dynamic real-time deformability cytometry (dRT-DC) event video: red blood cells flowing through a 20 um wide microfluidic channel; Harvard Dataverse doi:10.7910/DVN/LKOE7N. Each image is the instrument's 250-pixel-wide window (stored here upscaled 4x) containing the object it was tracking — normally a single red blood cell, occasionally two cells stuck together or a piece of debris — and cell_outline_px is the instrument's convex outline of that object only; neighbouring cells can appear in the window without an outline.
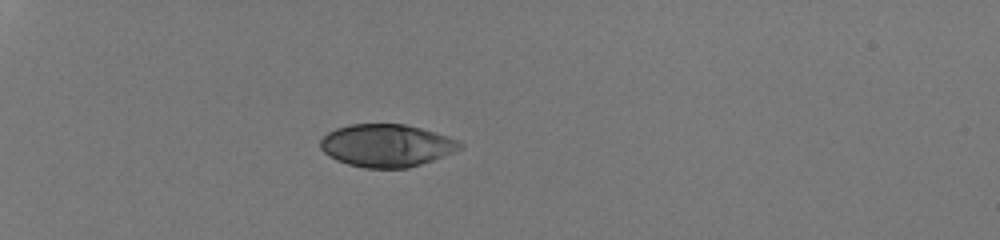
{"species": "human", "species_latin": "Homo sapiens", "temperature_condition": "room temperature", "stored_images_in_passage": 35, "camera_frame_rate_fps": 3000, "um_per_image_px": 0.085, "donor": {"sex": "male"}, "frame": {"image": 1, "passage_image": 1, "time_ms": 0.0, "image_size_px": [1000, 240], "cell_outline_px": [[464, 148], [432, 160], [408, 168], [364, 168], [348, 164], [336, 160], [324, 152], [320, 148], [320, 140], [328, 132], [336, 128], [352, 124], [404, 124], [420, 128], [448, 136], [460, 140], [464, 144]], "centroid_in_image_um": [32.87, 12.37], "position_along_channel_um": 52.1, "area_um2": 34.68}}
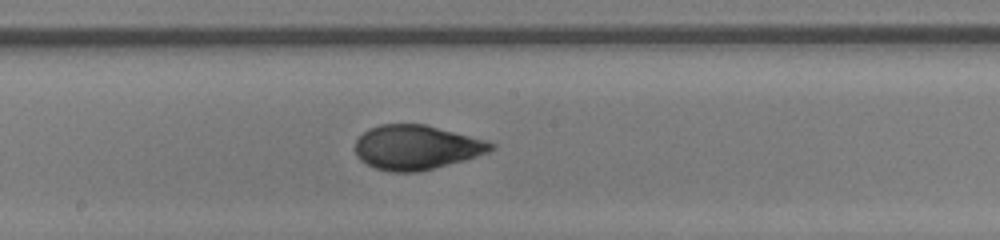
{"frame": {"image": 2, "passage_image": 16, "time_ms": 5.0, "image_size_px": [1000, 240], "cell_outline_px": [[496, 148], [488, 152], [464, 160], [416, 172], [392, 172], [376, 168], [360, 160], [356, 156], [356, 140], [368, 128], [380, 124], [424, 124], [488, 140], [496, 144]], "centroid_in_image_um": [35.41, 12.51], "position_along_channel_um": 212.8, "area_um2": 35.08}}
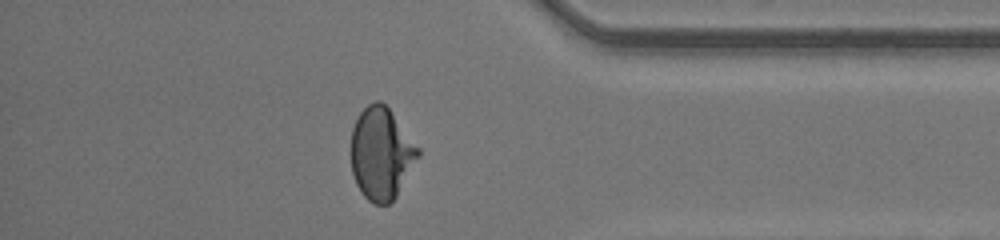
{"frame": {"image": 3, "passage_image": 30, "time_ms": 9.667, "image_size_px": [1000, 240], "cell_outline_px": [[420, 156], [396, 196], [388, 204], [372, 204], [360, 192], [356, 184], [352, 172], [352, 128], [360, 112], [368, 104], [376, 100], [380, 100], [388, 108], [420, 148]], "centroid_in_image_um": [32.41, 13.06], "position_along_channel_um": 402.8, "area_um2": 35.84}, "authors_computed_cell_mechanics": {"area_um2": 35.0846, "velocity_mm_per_s": 4.2819, "shape_relaxation_time_tau1_ms": 4.6869, "shape_relaxation_time_tau2_ms": null, "deformation_change_tau1": 0.2065, "deformation_change_tau2": null}}